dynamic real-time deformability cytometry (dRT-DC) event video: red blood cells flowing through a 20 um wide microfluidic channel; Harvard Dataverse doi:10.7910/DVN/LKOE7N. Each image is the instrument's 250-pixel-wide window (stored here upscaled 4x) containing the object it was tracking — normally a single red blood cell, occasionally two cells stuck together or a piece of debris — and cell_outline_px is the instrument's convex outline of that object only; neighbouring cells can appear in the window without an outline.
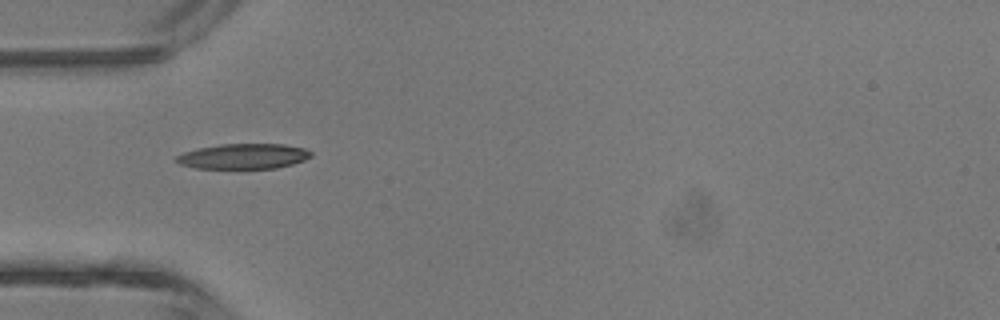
{"species": "common noctule bat (a hibernating species)", "species_latin": "Nyctalus noctula", "temperature_condition": "room temperature", "stored_images_in_passage": 1, "camera_frame_rate_fps": 3000, "um_per_image_px": 0.085, "animal": {"sex": "male", "body_mass_g": 13.3}, "frame": {"image": 1, "passage_image": 1, "time_ms": 0.0, "image_size_px": [1000, 320], "cell_outline_px": [[312, 156], [304, 160], [292, 164], [276, 168], [196, 168], [180, 164], [172, 160], [176, 156], [184, 152], [200, 148], [220, 144], [284, 144], [304, 148], [312, 152]], "centroid_in_image_um": [20.69, 13.28], "position_along_channel_um": 64.3, "area_um2": 19.77}}